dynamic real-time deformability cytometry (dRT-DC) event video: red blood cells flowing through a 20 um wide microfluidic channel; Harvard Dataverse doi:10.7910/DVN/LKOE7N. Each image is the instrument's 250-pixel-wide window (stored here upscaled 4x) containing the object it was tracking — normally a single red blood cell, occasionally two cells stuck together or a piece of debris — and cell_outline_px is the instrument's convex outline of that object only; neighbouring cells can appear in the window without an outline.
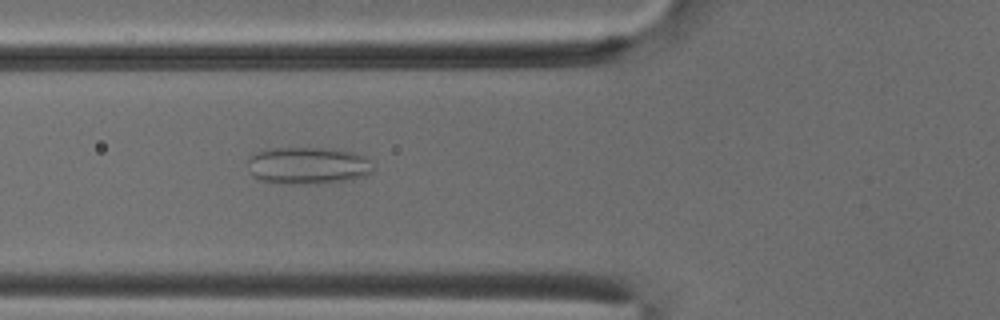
{"species": "common noctule bat (a hibernating species)", "species_latin": "Nyctalus noctula", "temperature_condition": "cold", "stored_images_in_passage": 51, "camera_frame_rate_fps": 3000, "um_per_image_px": 0.085, "animal": {"sex": "male", "body_mass_g": 18.8}, "frame": {"image": 1, "passage_image": 19, "time_ms": 6.0, "image_size_px": [1000, 320], "cell_outline_px": [[372, 172], [368, 176], [352, 180], [316, 184], [288, 184], [260, 180], [252, 176], [248, 160], [248, 156], [256, 152], [268, 148], [324, 148], [352, 152], [368, 156], [372, 168]], "centroid_in_image_um": [26.2, 14.08], "position_along_channel_um": 99.6, "area_um2": 27.51}}
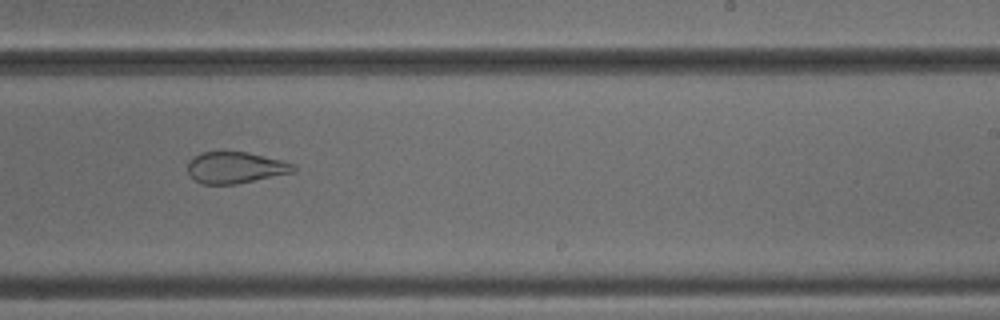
{"frame": {"image": 2, "passage_image": 32, "time_ms": 10.333, "image_size_px": [1000, 320], "cell_outline_px": [[296, 172], [236, 184], [200, 184], [188, 172], [188, 160], [192, 156], [200, 152], [248, 152], [284, 160], [296, 164]], "centroid_in_image_um": [20.05, 14.24], "position_along_channel_um": 269.0, "area_um2": 19.65}}
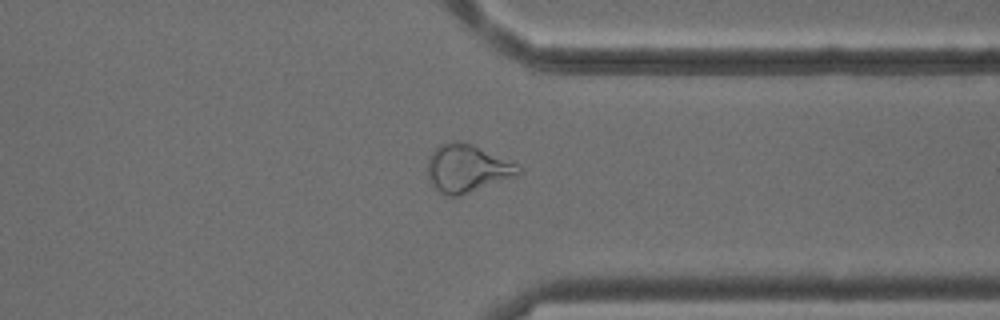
{"frame": {"image": 3, "passage_image": 40, "time_ms": 13.0, "image_size_px": [1000, 320], "cell_outline_px": [[524, 172], [516, 176], [460, 196], [448, 196], [440, 192], [432, 184], [428, 172], [428, 156], [440, 144], [452, 140], [460, 140], [472, 144], [516, 164]], "centroid_in_image_um": [39.7, 14.31], "position_along_channel_um": 371.7, "area_um2": 25.14}, "authors_computed_cell_mechanics": {"area_um2": 27.2238, "velocity_mm_per_s": 3.8959, "shape_relaxation_time_tau1_ms": null, "shape_relaxation_time_tau2_ms": 1.7133, "deformation_change_tau1": null, "deformation_change_tau2": 0.103}}